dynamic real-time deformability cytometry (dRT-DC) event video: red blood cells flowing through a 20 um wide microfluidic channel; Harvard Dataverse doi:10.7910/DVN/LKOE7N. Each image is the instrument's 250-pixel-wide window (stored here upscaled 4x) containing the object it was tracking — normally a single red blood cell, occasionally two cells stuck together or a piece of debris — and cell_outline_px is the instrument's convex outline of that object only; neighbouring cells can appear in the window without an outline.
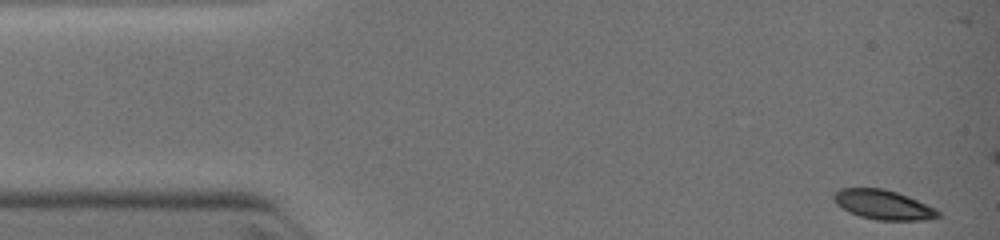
{"species": "common noctule bat (a hibernating species)", "species_latin": "Nyctalus noctula", "temperature_condition": "warm", "stored_images_in_passage": 9, "camera_frame_rate_fps": 3000, "um_per_image_px": 0.085, "animal": {"sex": "female", "body_mass_g": 19.0, "forearm_length_mm": 51.5}, "frame": {"image": 1, "passage_image": 1, "time_ms": 0.0, "image_size_px": [1000, 240], "cell_outline_px": [[940, 216], [924, 220], [876, 220], [860, 216], [848, 212], [836, 204], [832, 196], [840, 188], [884, 188], [908, 196], [936, 208], [940, 212]], "centroid_in_image_um": [75.07, 17.4], "position_along_channel_um": 9.9, "area_um2": 17.98}}